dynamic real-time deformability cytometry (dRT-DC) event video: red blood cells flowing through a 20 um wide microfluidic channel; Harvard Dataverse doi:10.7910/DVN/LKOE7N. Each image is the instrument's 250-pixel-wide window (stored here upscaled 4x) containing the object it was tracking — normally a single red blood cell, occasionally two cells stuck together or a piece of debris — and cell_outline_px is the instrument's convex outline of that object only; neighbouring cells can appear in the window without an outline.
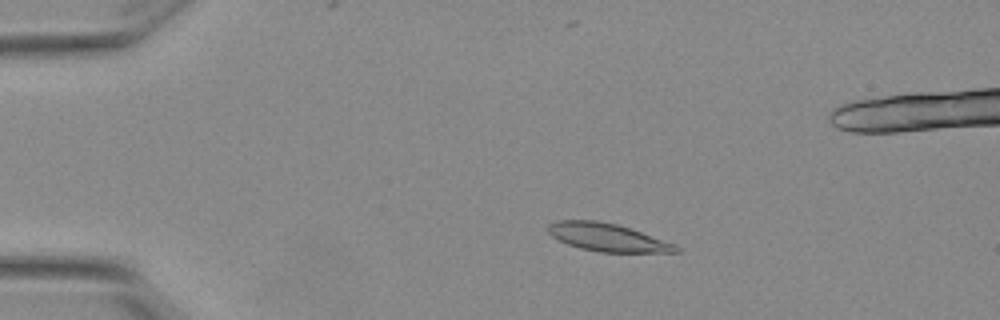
{"species": "Egyptian fruit bat (a non-hibernating species)", "species_latin": "Rousettus aegyptiacus", "temperature_condition": "warm", "stored_images_in_passage": 18, "camera_frame_rate_fps": 3000, "um_per_image_px": 0.085, "animal": {"sex": "female"}, "frame": {"image": 1, "passage_image": 11, "time_ms": 3.333, "image_size_px": [1000, 320], "cell_outline_px": [[680, 252], [600, 252], [580, 248], [568, 244], [552, 236], [548, 232], [548, 224], [560, 220], [596, 220], [616, 224], [676, 244], [680, 248]], "centroid_in_image_um": [51.63, 20.18], "position_along_channel_um": 33.4, "area_um2": 20.52}}